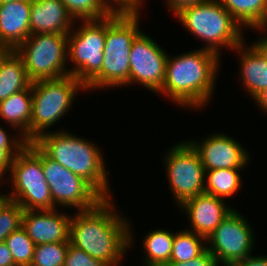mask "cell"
Masks as SVG:
<instances>
[{"label": "cell", "instance_id": "6da1fadb", "mask_svg": "<svg viewBox=\"0 0 267 266\" xmlns=\"http://www.w3.org/2000/svg\"><path fill=\"white\" fill-rule=\"evenodd\" d=\"M111 200L104 198L94 208L71 215L69 242L109 266H120L135 234Z\"/></svg>", "mask_w": 267, "mask_h": 266}, {"label": "cell", "instance_id": "7a4b0ae2", "mask_svg": "<svg viewBox=\"0 0 267 266\" xmlns=\"http://www.w3.org/2000/svg\"><path fill=\"white\" fill-rule=\"evenodd\" d=\"M220 57L202 47L176 57L168 54L163 87L158 93L176 105L192 110L203 108L214 94Z\"/></svg>", "mask_w": 267, "mask_h": 266}, {"label": "cell", "instance_id": "3957f363", "mask_svg": "<svg viewBox=\"0 0 267 266\" xmlns=\"http://www.w3.org/2000/svg\"><path fill=\"white\" fill-rule=\"evenodd\" d=\"M33 142L49 158L86 180L103 198H112L104 156L93 142L66 130L44 133Z\"/></svg>", "mask_w": 267, "mask_h": 266}, {"label": "cell", "instance_id": "277c9868", "mask_svg": "<svg viewBox=\"0 0 267 266\" xmlns=\"http://www.w3.org/2000/svg\"><path fill=\"white\" fill-rule=\"evenodd\" d=\"M139 14L112 13L106 17L105 48L101 71L85 86L87 90L130 85V48L141 32Z\"/></svg>", "mask_w": 267, "mask_h": 266}, {"label": "cell", "instance_id": "5b68a950", "mask_svg": "<svg viewBox=\"0 0 267 266\" xmlns=\"http://www.w3.org/2000/svg\"><path fill=\"white\" fill-rule=\"evenodd\" d=\"M176 17L191 34L206 42L203 49L218 55L222 47L233 50L245 41L242 26L218 0L184 8Z\"/></svg>", "mask_w": 267, "mask_h": 266}, {"label": "cell", "instance_id": "8992f818", "mask_svg": "<svg viewBox=\"0 0 267 266\" xmlns=\"http://www.w3.org/2000/svg\"><path fill=\"white\" fill-rule=\"evenodd\" d=\"M9 174L13 192L7 199L24 210L56 209L42 169V150L34 142H28L13 158Z\"/></svg>", "mask_w": 267, "mask_h": 266}, {"label": "cell", "instance_id": "52a82bcc", "mask_svg": "<svg viewBox=\"0 0 267 266\" xmlns=\"http://www.w3.org/2000/svg\"><path fill=\"white\" fill-rule=\"evenodd\" d=\"M32 116L30 120V142L60 121L71 109L77 92L86 87L74 76L32 82ZM46 130V131H45Z\"/></svg>", "mask_w": 267, "mask_h": 266}, {"label": "cell", "instance_id": "ba28073f", "mask_svg": "<svg viewBox=\"0 0 267 266\" xmlns=\"http://www.w3.org/2000/svg\"><path fill=\"white\" fill-rule=\"evenodd\" d=\"M15 51L22 58L31 82L69 75L68 35L30 34Z\"/></svg>", "mask_w": 267, "mask_h": 266}, {"label": "cell", "instance_id": "9c48e42d", "mask_svg": "<svg viewBox=\"0 0 267 266\" xmlns=\"http://www.w3.org/2000/svg\"><path fill=\"white\" fill-rule=\"evenodd\" d=\"M82 23L68 34V60L74 65L69 75L86 86L102 69L106 18Z\"/></svg>", "mask_w": 267, "mask_h": 266}, {"label": "cell", "instance_id": "30bf717a", "mask_svg": "<svg viewBox=\"0 0 267 266\" xmlns=\"http://www.w3.org/2000/svg\"><path fill=\"white\" fill-rule=\"evenodd\" d=\"M164 157V168L176 205L205 192L206 170L199 154L187 140L173 145Z\"/></svg>", "mask_w": 267, "mask_h": 266}, {"label": "cell", "instance_id": "8fae6325", "mask_svg": "<svg viewBox=\"0 0 267 266\" xmlns=\"http://www.w3.org/2000/svg\"><path fill=\"white\" fill-rule=\"evenodd\" d=\"M42 169L49 185L53 205L84 211L104 199L86 180L49 158L42 151Z\"/></svg>", "mask_w": 267, "mask_h": 266}, {"label": "cell", "instance_id": "7c38bea8", "mask_svg": "<svg viewBox=\"0 0 267 266\" xmlns=\"http://www.w3.org/2000/svg\"><path fill=\"white\" fill-rule=\"evenodd\" d=\"M252 231L248 220L233 208L206 238L207 249L219 265L231 266L252 255L255 242Z\"/></svg>", "mask_w": 267, "mask_h": 266}, {"label": "cell", "instance_id": "4fadbf2b", "mask_svg": "<svg viewBox=\"0 0 267 266\" xmlns=\"http://www.w3.org/2000/svg\"><path fill=\"white\" fill-rule=\"evenodd\" d=\"M130 84H139L158 93L165 79L168 53L141 31L130 48Z\"/></svg>", "mask_w": 267, "mask_h": 266}, {"label": "cell", "instance_id": "5bb4252c", "mask_svg": "<svg viewBox=\"0 0 267 266\" xmlns=\"http://www.w3.org/2000/svg\"><path fill=\"white\" fill-rule=\"evenodd\" d=\"M200 156L206 171L215 169H243L249 161V153L234 138L223 133L209 135L203 142L188 140Z\"/></svg>", "mask_w": 267, "mask_h": 266}, {"label": "cell", "instance_id": "9a60e30c", "mask_svg": "<svg viewBox=\"0 0 267 266\" xmlns=\"http://www.w3.org/2000/svg\"><path fill=\"white\" fill-rule=\"evenodd\" d=\"M57 209L24 211L22 228L35 245L69 241L71 216Z\"/></svg>", "mask_w": 267, "mask_h": 266}, {"label": "cell", "instance_id": "2e32d148", "mask_svg": "<svg viewBox=\"0 0 267 266\" xmlns=\"http://www.w3.org/2000/svg\"><path fill=\"white\" fill-rule=\"evenodd\" d=\"M188 215L190 230L207 238L233 210L225 201L202 193L187 199L179 206Z\"/></svg>", "mask_w": 267, "mask_h": 266}, {"label": "cell", "instance_id": "e0dca14e", "mask_svg": "<svg viewBox=\"0 0 267 266\" xmlns=\"http://www.w3.org/2000/svg\"><path fill=\"white\" fill-rule=\"evenodd\" d=\"M74 21L61 0H32L30 34L68 35Z\"/></svg>", "mask_w": 267, "mask_h": 266}, {"label": "cell", "instance_id": "ac0fdd59", "mask_svg": "<svg viewBox=\"0 0 267 266\" xmlns=\"http://www.w3.org/2000/svg\"><path fill=\"white\" fill-rule=\"evenodd\" d=\"M31 0L0 5V44L15 50L30 35Z\"/></svg>", "mask_w": 267, "mask_h": 266}, {"label": "cell", "instance_id": "d6986e66", "mask_svg": "<svg viewBox=\"0 0 267 266\" xmlns=\"http://www.w3.org/2000/svg\"><path fill=\"white\" fill-rule=\"evenodd\" d=\"M243 41L234 50L240 53V79L244 89L252 99L267 88V60L251 45L245 47Z\"/></svg>", "mask_w": 267, "mask_h": 266}, {"label": "cell", "instance_id": "ffe728a7", "mask_svg": "<svg viewBox=\"0 0 267 266\" xmlns=\"http://www.w3.org/2000/svg\"><path fill=\"white\" fill-rule=\"evenodd\" d=\"M31 116L32 85L0 102V119L9 124L12 129H17L20 135L18 137H23L27 142H30Z\"/></svg>", "mask_w": 267, "mask_h": 266}, {"label": "cell", "instance_id": "44dd1931", "mask_svg": "<svg viewBox=\"0 0 267 266\" xmlns=\"http://www.w3.org/2000/svg\"><path fill=\"white\" fill-rule=\"evenodd\" d=\"M232 17L246 29L267 31V0H218ZM244 26V27H243Z\"/></svg>", "mask_w": 267, "mask_h": 266}, {"label": "cell", "instance_id": "7402d4cb", "mask_svg": "<svg viewBox=\"0 0 267 266\" xmlns=\"http://www.w3.org/2000/svg\"><path fill=\"white\" fill-rule=\"evenodd\" d=\"M31 83L22 58L13 50L0 67V102Z\"/></svg>", "mask_w": 267, "mask_h": 266}, {"label": "cell", "instance_id": "603a6c76", "mask_svg": "<svg viewBox=\"0 0 267 266\" xmlns=\"http://www.w3.org/2000/svg\"><path fill=\"white\" fill-rule=\"evenodd\" d=\"M174 235L165 229L150 231L142 242L147 254L143 266H166L170 262Z\"/></svg>", "mask_w": 267, "mask_h": 266}, {"label": "cell", "instance_id": "cb8c5ba5", "mask_svg": "<svg viewBox=\"0 0 267 266\" xmlns=\"http://www.w3.org/2000/svg\"><path fill=\"white\" fill-rule=\"evenodd\" d=\"M243 169H215L205 173V193L225 199L232 197L241 189V177L239 171Z\"/></svg>", "mask_w": 267, "mask_h": 266}, {"label": "cell", "instance_id": "d4e9b609", "mask_svg": "<svg viewBox=\"0 0 267 266\" xmlns=\"http://www.w3.org/2000/svg\"><path fill=\"white\" fill-rule=\"evenodd\" d=\"M205 245H207L206 238L193 231L184 229L178 233L176 232L170 262H188L201 255L207 249Z\"/></svg>", "mask_w": 267, "mask_h": 266}, {"label": "cell", "instance_id": "484cf974", "mask_svg": "<svg viewBox=\"0 0 267 266\" xmlns=\"http://www.w3.org/2000/svg\"><path fill=\"white\" fill-rule=\"evenodd\" d=\"M4 242L17 266L31 265L36 245L22 227L12 232Z\"/></svg>", "mask_w": 267, "mask_h": 266}, {"label": "cell", "instance_id": "4316f807", "mask_svg": "<svg viewBox=\"0 0 267 266\" xmlns=\"http://www.w3.org/2000/svg\"><path fill=\"white\" fill-rule=\"evenodd\" d=\"M74 20H100L112 14L103 0H61Z\"/></svg>", "mask_w": 267, "mask_h": 266}, {"label": "cell", "instance_id": "83f0119b", "mask_svg": "<svg viewBox=\"0 0 267 266\" xmlns=\"http://www.w3.org/2000/svg\"><path fill=\"white\" fill-rule=\"evenodd\" d=\"M68 248L69 241L36 245L30 266H63Z\"/></svg>", "mask_w": 267, "mask_h": 266}, {"label": "cell", "instance_id": "f1b7e54d", "mask_svg": "<svg viewBox=\"0 0 267 266\" xmlns=\"http://www.w3.org/2000/svg\"><path fill=\"white\" fill-rule=\"evenodd\" d=\"M24 211L17 202L7 198L0 203V243L22 227Z\"/></svg>", "mask_w": 267, "mask_h": 266}, {"label": "cell", "instance_id": "f546056e", "mask_svg": "<svg viewBox=\"0 0 267 266\" xmlns=\"http://www.w3.org/2000/svg\"><path fill=\"white\" fill-rule=\"evenodd\" d=\"M15 135H9L0 126V172L4 175L10 171L13 158L27 145V141Z\"/></svg>", "mask_w": 267, "mask_h": 266}, {"label": "cell", "instance_id": "4dcf8cb0", "mask_svg": "<svg viewBox=\"0 0 267 266\" xmlns=\"http://www.w3.org/2000/svg\"><path fill=\"white\" fill-rule=\"evenodd\" d=\"M63 266H109V265L98 259L91 257L85 251L76 248L69 242V248L67 250Z\"/></svg>", "mask_w": 267, "mask_h": 266}, {"label": "cell", "instance_id": "1f68e13d", "mask_svg": "<svg viewBox=\"0 0 267 266\" xmlns=\"http://www.w3.org/2000/svg\"><path fill=\"white\" fill-rule=\"evenodd\" d=\"M141 1L142 0H103L109 11L117 14H140V8H142L141 5L143 4Z\"/></svg>", "mask_w": 267, "mask_h": 266}, {"label": "cell", "instance_id": "d6a6232c", "mask_svg": "<svg viewBox=\"0 0 267 266\" xmlns=\"http://www.w3.org/2000/svg\"><path fill=\"white\" fill-rule=\"evenodd\" d=\"M166 266H220L215 256L206 249L198 257L189 260L188 262H169Z\"/></svg>", "mask_w": 267, "mask_h": 266}, {"label": "cell", "instance_id": "836d02e7", "mask_svg": "<svg viewBox=\"0 0 267 266\" xmlns=\"http://www.w3.org/2000/svg\"><path fill=\"white\" fill-rule=\"evenodd\" d=\"M166 5L169 10L174 13V15H177L180 13L184 8L197 5L198 3H202L206 0H166Z\"/></svg>", "mask_w": 267, "mask_h": 266}, {"label": "cell", "instance_id": "e575fe53", "mask_svg": "<svg viewBox=\"0 0 267 266\" xmlns=\"http://www.w3.org/2000/svg\"><path fill=\"white\" fill-rule=\"evenodd\" d=\"M231 266H267V256L250 255L243 260L233 263Z\"/></svg>", "mask_w": 267, "mask_h": 266}, {"label": "cell", "instance_id": "d590c367", "mask_svg": "<svg viewBox=\"0 0 267 266\" xmlns=\"http://www.w3.org/2000/svg\"><path fill=\"white\" fill-rule=\"evenodd\" d=\"M0 266H17L5 242L0 243Z\"/></svg>", "mask_w": 267, "mask_h": 266}, {"label": "cell", "instance_id": "8d00e7d4", "mask_svg": "<svg viewBox=\"0 0 267 266\" xmlns=\"http://www.w3.org/2000/svg\"><path fill=\"white\" fill-rule=\"evenodd\" d=\"M252 46L258 51V53L267 60V35L265 34L261 39L252 43Z\"/></svg>", "mask_w": 267, "mask_h": 266}, {"label": "cell", "instance_id": "74e56055", "mask_svg": "<svg viewBox=\"0 0 267 266\" xmlns=\"http://www.w3.org/2000/svg\"><path fill=\"white\" fill-rule=\"evenodd\" d=\"M253 100H255L258 108H261L262 111L267 113V88L258 94Z\"/></svg>", "mask_w": 267, "mask_h": 266}, {"label": "cell", "instance_id": "f35d334b", "mask_svg": "<svg viewBox=\"0 0 267 266\" xmlns=\"http://www.w3.org/2000/svg\"><path fill=\"white\" fill-rule=\"evenodd\" d=\"M13 51L12 48L4 44H0V67L5 60V58Z\"/></svg>", "mask_w": 267, "mask_h": 266}, {"label": "cell", "instance_id": "ab89813d", "mask_svg": "<svg viewBox=\"0 0 267 266\" xmlns=\"http://www.w3.org/2000/svg\"><path fill=\"white\" fill-rule=\"evenodd\" d=\"M3 176L5 177V175L2 172H0V182L4 179ZM0 185H1V183H0ZM0 194H1V192H0ZM6 198H7L6 194H1L0 195V203L3 202Z\"/></svg>", "mask_w": 267, "mask_h": 266}, {"label": "cell", "instance_id": "60d3db41", "mask_svg": "<svg viewBox=\"0 0 267 266\" xmlns=\"http://www.w3.org/2000/svg\"><path fill=\"white\" fill-rule=\"evenodd\" d=\"M12 1H20V0H0V5L4 4V3H9V2H12Z\"/></svg>", "mask_w": 267, "mask_h": 266}]
</instances>
